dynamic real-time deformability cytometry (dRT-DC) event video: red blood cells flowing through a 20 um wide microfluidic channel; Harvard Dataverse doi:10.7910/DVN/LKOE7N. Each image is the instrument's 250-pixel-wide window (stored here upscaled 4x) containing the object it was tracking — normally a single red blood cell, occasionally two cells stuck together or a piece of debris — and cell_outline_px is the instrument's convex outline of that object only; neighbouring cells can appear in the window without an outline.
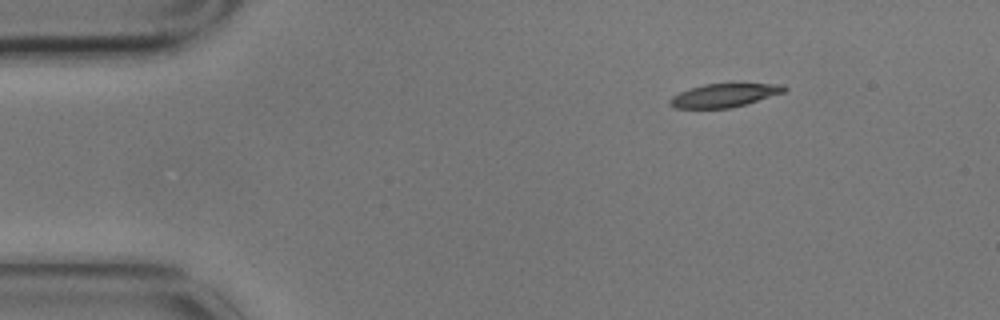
{"species": "common noctule bat (a hibernating species)", "species_latin": "Nyctalus noctula", "temperature_condition": "cold", "stored_images_in_passage": 8, "camera_frame_rate_fps": 3000, "um_per_image_px": 0.085, "animal": {"sex": "male", "body_mass_g": 17.9}, "frame": {"image": 1, "passage_image": 1, "time_ms": 0.0, "image_size_px": [1000, 320], "cell_outline_px": [[788, 88], [784, 92], [732, 108], [676, 108], [668, 104], [668, 100], [672, 96], [688, 88], [704, 84], [784, 84]], "centroid_in_image_um": [61.52, 8.1], "position_along_channel_um": 23.5, "area_um2": 15.55}}
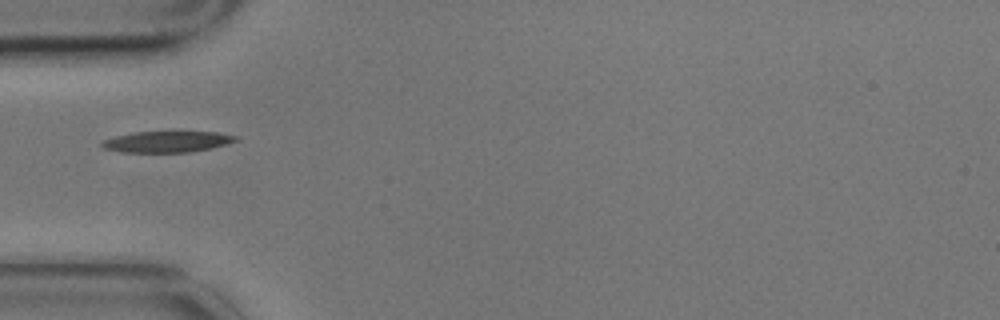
{"frame": {"image": 2, "passage_image": 4, "time_ms": 1.0, "image_size_px": [1000, 320], "cell_outline_px": [[240, 140], [228, 144], [212, 148], [188, 152], [120, 152], [104, 148], [100, 144], [100, 140], [116, 136], [136, 132], [216, 132], [240, 136]], "centroid_in_image_um": [14.24, 12.04], "position_along_channel_um": 70.8, "area_um2": 16.59}}